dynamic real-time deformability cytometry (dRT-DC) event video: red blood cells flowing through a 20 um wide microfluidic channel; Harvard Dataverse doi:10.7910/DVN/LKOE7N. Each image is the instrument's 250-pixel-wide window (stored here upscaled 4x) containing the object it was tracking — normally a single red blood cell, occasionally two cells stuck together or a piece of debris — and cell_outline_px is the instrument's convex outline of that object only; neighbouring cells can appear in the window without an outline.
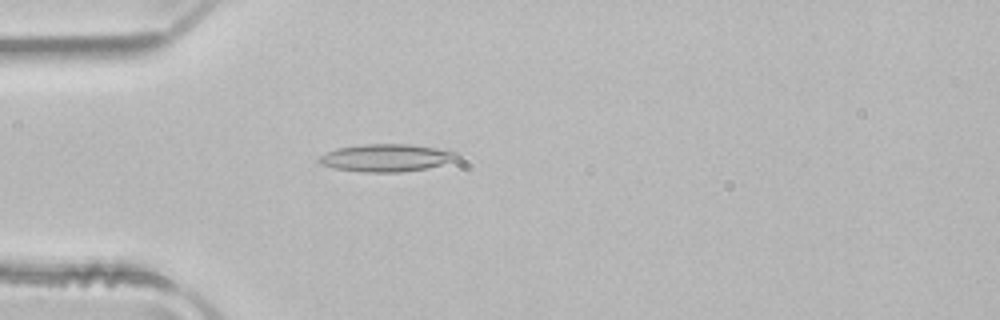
{"species": "common noctule bat (a hibernating species)", "species_latin": "Nyctalus noctula", "temperature_condition": "room temperature", "stored_images_in_passage": 1, "camera_frame_rate_fps": 3000, "um_per_image_px": 0.085, "animal": {"sex": "male", "body_mass_g": 21.5, "forearm_length_mm": 52.0}, "frame": {"image": 1, "passage_image": 1, "time_ms": 0.0, "image_size_px": [1000, 320], "cell_outline_px": [[460, 156], [452, 160], [440, 164], [424, 168], [400, 172], [360, 172], [336, 168], [320, 164], [316, 160], [320, 156], [336, 148], [364, 144], [408, 144], [460, 152]], "centroid_in_image_um": [32.79, 13.41], "position_along_channel_um": 52.2, "area_um2": 21.85}}